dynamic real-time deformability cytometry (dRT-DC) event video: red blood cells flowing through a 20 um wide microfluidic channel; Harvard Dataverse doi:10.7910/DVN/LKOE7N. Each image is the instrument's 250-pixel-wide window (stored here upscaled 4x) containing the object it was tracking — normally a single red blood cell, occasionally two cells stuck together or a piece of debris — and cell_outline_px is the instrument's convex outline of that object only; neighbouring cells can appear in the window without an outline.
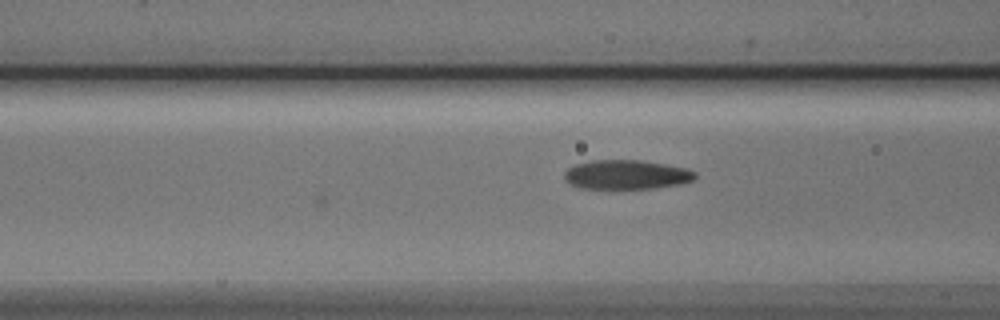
{"species": "Egyptian fruit bat (a non-hibernating species)", "species_latin": "Rousettus aegyptiacus", "temperature_condition": "cold", "stored_images_in_passage": 11, "camera_frame_rate_fps": 3000, "um_per_image_px": 0.085, "animal": {"sex": "male"}, "frame": {"image": 1, "passage_image": 11, "time_ms": 3.333, "image_size_px": [1000, 320], "cell_outline_px": [[696, 176], [692, 180], [680, 184], [652, 188], [580, 188], [564, 180], [564, 172], [568, 168], [576, 164], [592, 160], [640, 160], [688, 168], [696, 172]], "centroid_in_image_um": [53.24, 14.83], "position_along_channel_um": 113.4, "area_um2": 22.2}}